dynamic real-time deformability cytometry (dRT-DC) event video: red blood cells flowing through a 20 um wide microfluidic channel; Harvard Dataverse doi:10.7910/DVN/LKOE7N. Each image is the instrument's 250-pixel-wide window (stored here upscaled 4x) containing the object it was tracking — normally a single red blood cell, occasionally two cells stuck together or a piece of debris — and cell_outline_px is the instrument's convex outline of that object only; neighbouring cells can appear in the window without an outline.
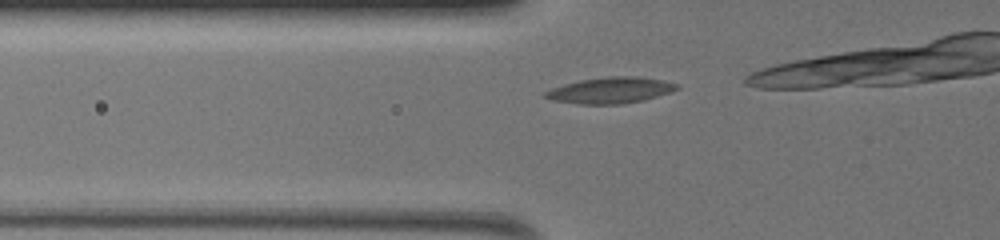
{"species": "common noctule bat (a hibernating species)", "species_latin": "Nyctalus noctula", "temperature_condition": "warm", "stored_images_in_passage": 23, "camera_frame_rate_fps": 3000, "um_per_image_px": 0.085, "animal": {"sex": "female", "body_mass_g": 19.5, "forearm_length_mm": 54.1}, "frame": {"image": 1, "passage_image": 17, "time_ms": 5.333, "image_size_px": [1000, 240], "cell_outline_px": [[680, 88], [656, 96], [640, 100], [620, 104], [580, 104], [552, 100], [544, 96], [544, 92], [552, 88], [564, 84], [580, 80], [608, 76], [636, 76], [664, 80], [676, 84]], "centroid_in_image_um": [51.85, 7.66], "position_along_channel_um": 73.9, "area_um2": 19.71}}